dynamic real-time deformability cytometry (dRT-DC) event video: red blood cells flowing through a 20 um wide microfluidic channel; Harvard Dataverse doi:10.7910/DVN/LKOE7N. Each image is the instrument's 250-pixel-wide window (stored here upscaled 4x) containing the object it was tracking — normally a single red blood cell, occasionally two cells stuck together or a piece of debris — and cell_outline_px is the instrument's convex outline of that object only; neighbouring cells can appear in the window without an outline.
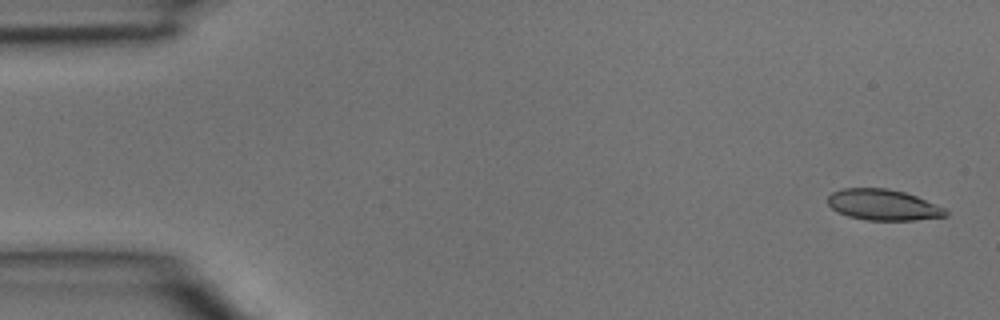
{"species": "common noctule bat (a hibernating species)", "species_latin": "Nyctalus noctula", "temperature_condition": "room temperature", "stored_images_in_passage": 5, "camera_frame_rate_fps": 3000, "um_per_image_px": 0.085, "animal": {"sex": "male", "body_mass_g": 15.6}, "frame": {"image": 1, "passage_image": 1, "time_ms": 0.0, "image_size_px": [1000, 320], "cell_outline_px": [[948, 216], [912, 220], [868, 220], [848, 216], [836, 212], [828, 204], [828, 196], [832, 192], [844, 188], [888, 188], [904, 192], [916, 196], [944, 208], [948, 212]], "centroid_in_image_um": [75.04, 17.41], "position_along_channel_um": 10.0, "area_um2": 21.15}}
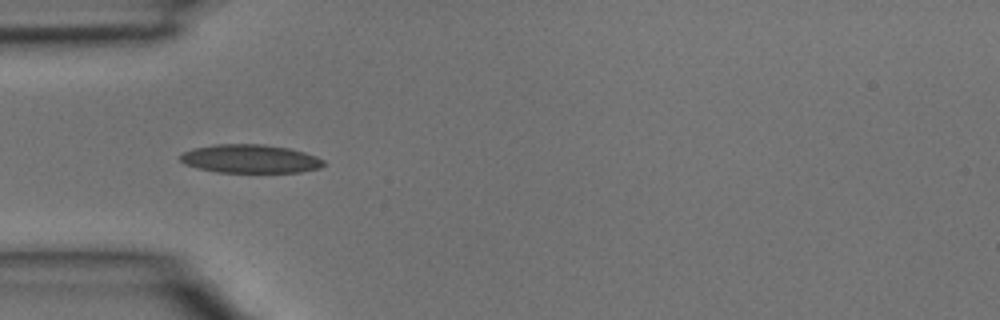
{"frame": {"image": 2, "passage_image": 4, "time_ms": 1.0, "image_size_px": [1000, 320], "cell_outline_px": [[328, 164], [320, 168], [300, 172], [216, 172], [196, 168], [184, 164], [180, 160], [180, 156], [184, 152], [192, 148], [216, 144], [264, 144], [288, 148], [304, 152], [316, 156], [324, 160]], "centroid_in_image_um": [21.28, 13.5], "position_along_channel_um": 63.7, "area_um2": 23.99}}
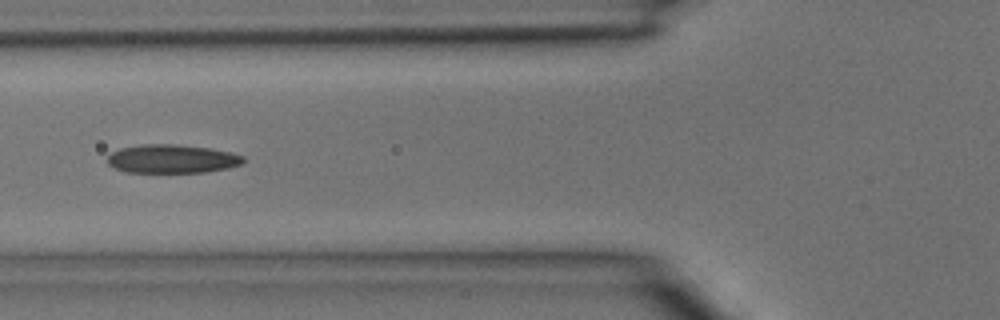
{"frame": {"image": 3, "passage_image": 5, "time_ms": 1.333, "image_size_px": [1000, 320], "cell_outline_px": [[244, 164], [228, 168], [204, 172], [128, 172], [116, 168], [108, 164], [108, 156], [112, 152], [120, 148], [144, 144], [176, 144], [212, 148], [232, 152], [244, 156]], "centroid_in_image_um": [14.68, 13.49], "position_along_channel_um": 111.1, "area_um2": 22.72}}